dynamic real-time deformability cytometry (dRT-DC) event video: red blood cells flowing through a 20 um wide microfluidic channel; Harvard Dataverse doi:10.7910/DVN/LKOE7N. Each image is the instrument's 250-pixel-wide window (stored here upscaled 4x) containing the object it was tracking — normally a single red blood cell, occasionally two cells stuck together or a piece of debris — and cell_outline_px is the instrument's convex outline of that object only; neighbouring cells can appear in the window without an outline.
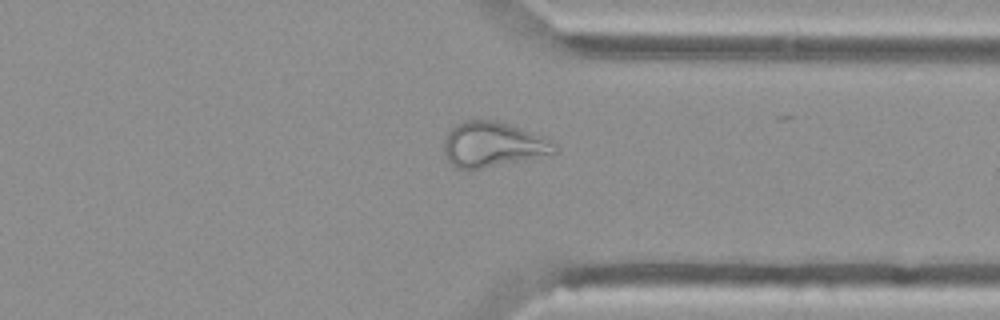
{"species": "Egyptian fruit bat (a non-hibernating species)", "species_latin": "Rousettus aegyptiacus", "temperature_condition": "cold", "stored_images_in_passage": 40, "camera_frame_rate_fps": 3000, "um_per_image_px": 0.085, "animal": {"sex": "female"}, "frame": {"image": 1, "passage_image": 28, "time_ms": 9.0, "image_size_px": [1000, 320], "cell_outline_px": [[556, 152], [520, 160], [480, 168], [456, 168], [448, 160], [444, 152], [444, 140], [448, 132], [452, 128], [464, 120], [496, 120], [544, 136], [556, 144]], "centroid_in_image_um": [41.86, 12.25], "position_along_channel_um": 369.5, "area_um2": 28.38}}
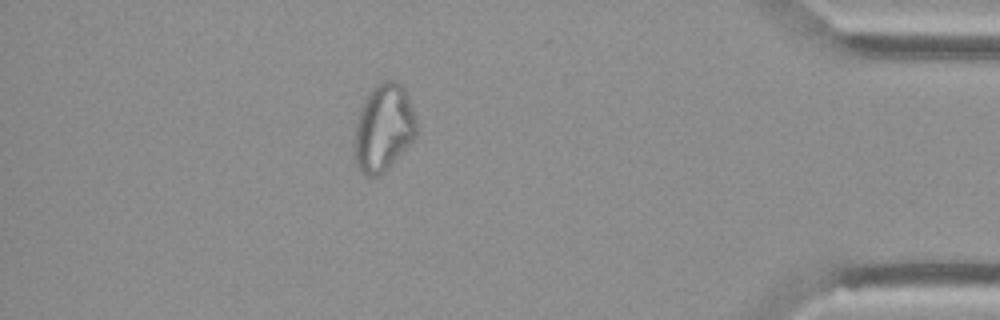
{"frame": {"image": 2, "passage_image": 34, "time_ms": 11.0, "image_size_px": [1000, 320], "cell_outline_px": [[416, 136], [388, 168], [380, 176], [368, 176], [356, 164], [356, 124], [360, 108], [368, 92], [380, 80], [396, 80], [404, 88], [412, 104], [416, 120]], "centroid_in_image_um": [32.63, 10.81], "position_along_channel_um": 402.6, "area_um2": 31.21}}